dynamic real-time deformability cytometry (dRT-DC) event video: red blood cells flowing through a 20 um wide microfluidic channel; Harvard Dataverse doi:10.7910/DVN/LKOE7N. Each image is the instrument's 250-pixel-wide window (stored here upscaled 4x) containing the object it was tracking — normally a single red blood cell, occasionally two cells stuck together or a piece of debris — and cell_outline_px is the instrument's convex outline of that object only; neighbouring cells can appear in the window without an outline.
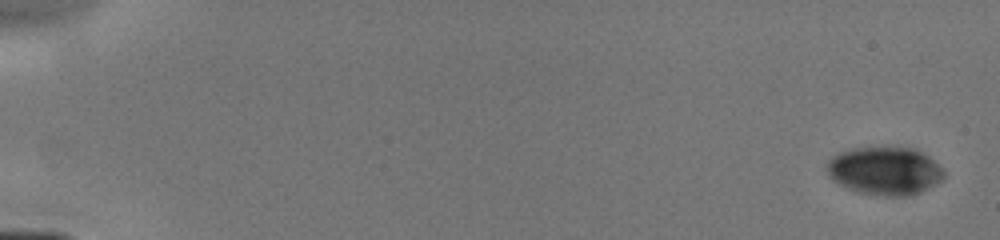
{"species": "human", "species_latin": "Homo sapiens", "temperature_condition": "cold", "stored_images_in_passage": 17, "camera_frame_rate_fps": 3000, "um_per_image_px": 0.085, "donor": {"sex": "male"}, "frame": {"image": 1, "passage_image": 1, "time_ms": 0.0, "image_size_px": [1000, 240], "cell_outline_px": [[944, 176], [940, 180], [928, 188], [920, 192], [908, 196], [880, 196], [856, 192], [832, 180], [828, 176], [824, 168], [828, 160], [832, 156], [848, 148], [916, 148], [928, 156], [944, 168]], "centroid_in_image_um": [75.17, 14.53], "position_along_channel_um": 9.8, "area_um2": 33.06}}
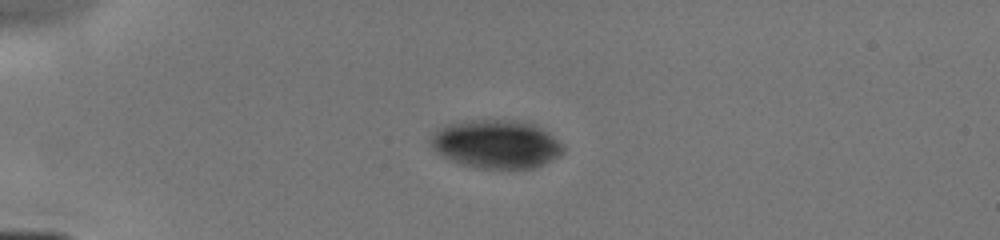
{"frame": {"image": 2, "passage_image": 8, "time_ms": 4.0, "image_size_px": [1000, 240], "cell_outline_px": [[564, 152], [552, 160], [536, 168], [476, 168], [452, 160], [436, 152], [428, 144], [428, 140], [436, 132], [452, 124], [472, 120], [500, 120], [532, 124], [548, 132], [564, 148]], "centroid_in_image_um": [42.18, 12.28], "position_along_channel_um": 42.8, "area_um2": 36.59}}
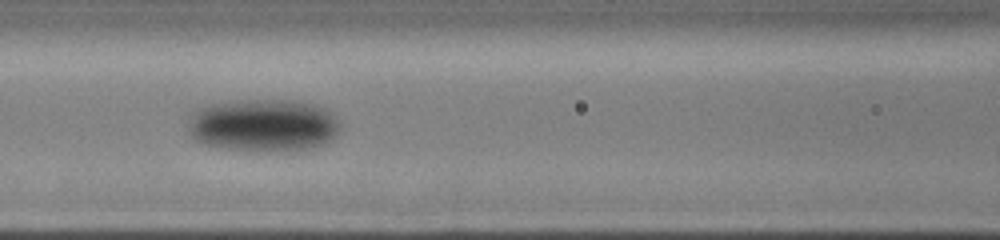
{"frame": {"image": 3, "passage_image": 15, "time_ms": 7.333, "image_size_px": [1000, 240], "cell_outline_px": [[340, 128], [336, 136], [332, 140], [324, 144], [308, 148], [284, 152], [256, 152], [224, 148], [208, 144], [196, 140], [188, 132], [188, 124], [192, 112], [200, 108], [212, 104], [232, 100], [296, 100], [312, 104], [324, 108], [332, 112], [340, 124]], "centroid_in_image_um": [22.41, 10.66], "position_along_channel_um": 144.2, "area_um2": 47.28}}